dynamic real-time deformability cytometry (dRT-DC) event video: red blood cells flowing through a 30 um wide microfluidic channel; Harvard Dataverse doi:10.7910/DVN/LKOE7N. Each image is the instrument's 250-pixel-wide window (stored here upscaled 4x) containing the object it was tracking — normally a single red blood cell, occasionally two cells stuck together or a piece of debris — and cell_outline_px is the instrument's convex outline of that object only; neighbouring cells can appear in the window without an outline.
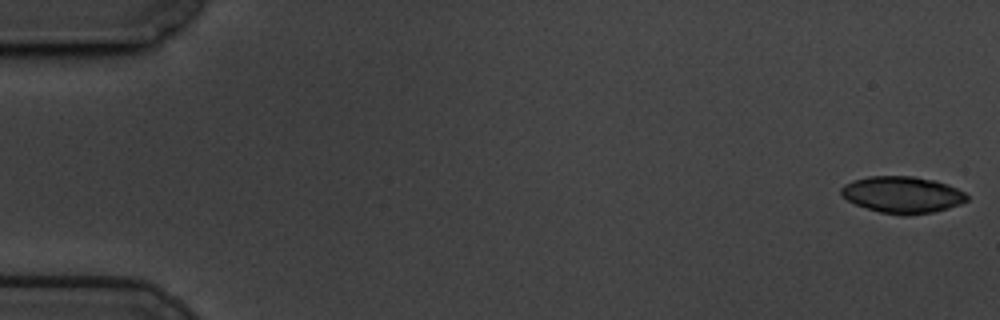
{"species": "common noctule bat (a hibernating species)", "species_latin": "Nyctalus noctula", "temperature_condition": "cold", "stored_images_in_passage": 28, "camera_frame_rate_fps": 3000, "um_per_image_px": 0.085, "animal": {"sex": "male", "body_mass_g": 19.5, "forearm_length_mm": 54.6}, "frame": {"image": 1, "passage_image": 1, "time_ms": 0.0, "image_size_px": [1000, 320], "cell_outline_px": [[968, 200], [960, 204], [948, 208], [932, 212], [908, 216], [900, 216], [880, 212], [856, 204], [840, 196], [840, 188], [844, 184], [852, 180], [868, 176], [912, 176], [936, 180], [948, 184], [964, 192], [968, 196]], "centroid_in_image_um": [76.69, 16.55], "position_along_channel_um": 8.3, "area_um2": 27.11}}
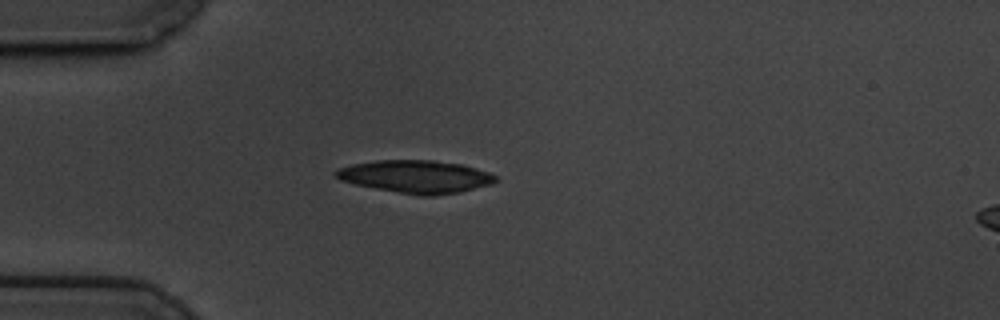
{"frame": {"image": 2, "passage_image": 16, "time_ms": 5.0, "image_size_px": [1000, 320], "cell_outline_px": [[496, 180], [492, 184], [460, 192], [432, 196], [420, 196], [376, 188], [356, 184], [340, 180], [332, 172], [340, 168], [352, 164], [376, 160], [432, 160], [460, 164], [476, 168], [488, 172], [496, 176]], "centroid_in_image_um": [35.35, 15.01], "position_along_channel_um": 49.7, "area_um2": 30.29}}
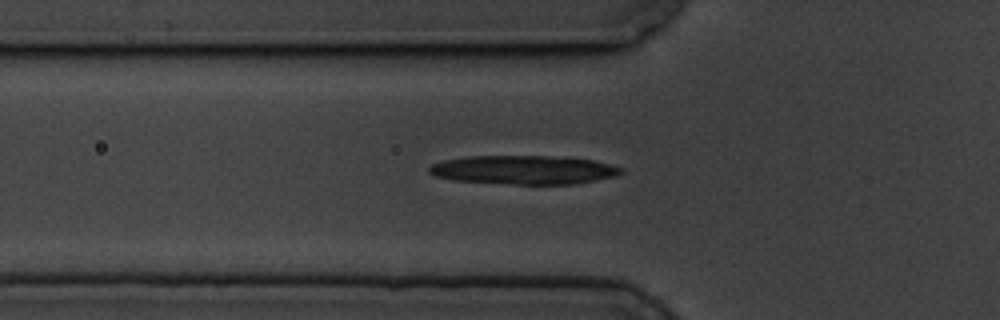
{"frame": {"image": 3, "passage_image": 20, "time_ms": 6.333, "image_size_px": [1000, 320], "cell_outline_px": [[624, 172], [616, 176], [576, 184], [512, 184], [452, 180], [432, 176], [428, 172], [428, 168], [432, 164], [444, 160], [468, 156], [548, 156], [592, 160], [624, 168]], "centroid_in_image_um": [44.49, 14.44], "position_along_channel_um": 81.3, "area_um2": 32.25}}